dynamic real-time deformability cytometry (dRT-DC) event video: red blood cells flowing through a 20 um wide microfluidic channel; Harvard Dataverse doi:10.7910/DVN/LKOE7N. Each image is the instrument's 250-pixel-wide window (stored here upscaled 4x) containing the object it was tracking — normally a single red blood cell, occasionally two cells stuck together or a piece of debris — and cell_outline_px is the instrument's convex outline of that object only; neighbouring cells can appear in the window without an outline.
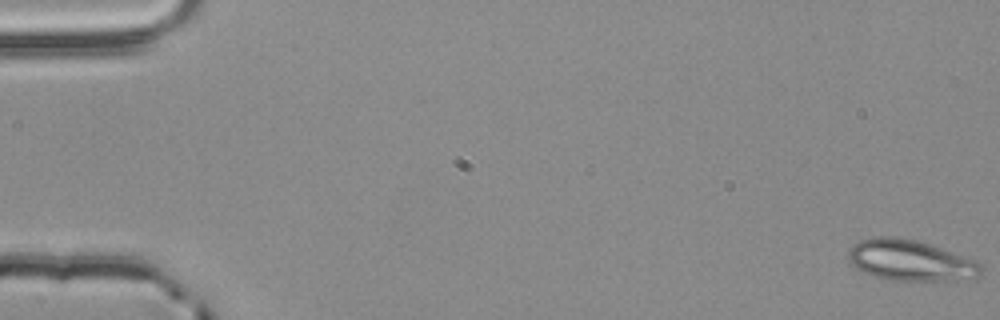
{"species": "common noctule bat (a hibernating species)", "species_latin": "Nyctalus noctula", "temperature_condition": "room temperature", "stored_images_in_passage": 55, "camera_frame_rate_fps": 3000, "um_per_image_px": 0.085, "animal": {"sex": "male", "body_mass_g": 20.4}, "frame": {"image": 1, "passage_image": 1, "time_ms": 0.0, "image_size_px": [1000, 320], "cell_outline_px": [[984, 272], [976, 276], [956, 280], [904, 284], [884, 280], [860, 272], [848, 260], [848, 252], [852, 244], [860, 240], [872, 236], [892, 236], [916, 240], [976, 260], [984, 264]], "centroid_in_image_um": [77.36, 22.19], "position_along_channel_um": 7.6, "area_um2": 32.95}}
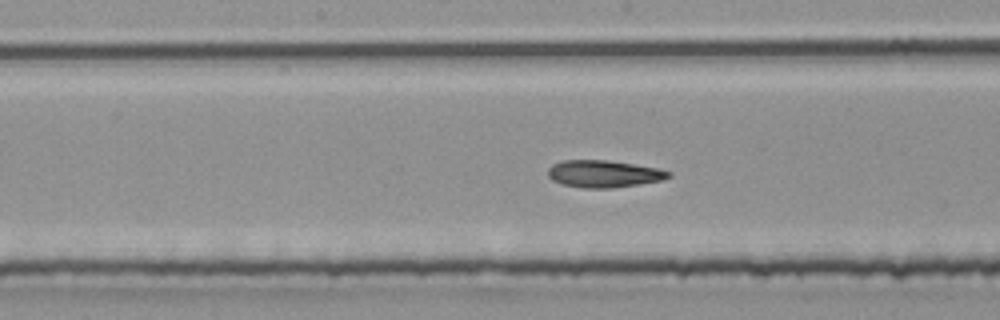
{"frame": {"image": 2, "passage_image": 29, "time_ms": 9.333, "image_size_px": [1000, 320], "cell_outline_px": [[672, 176], [660, 180], [612, 188], [580, 188], [560, 184], [552, 180], [548, 176], [548, 168], [552, 164], [564, 160], [608, 160], [656, 168], [672, 172]], "centroid_in_image_um": [51.26, 14.78], "position_along_channel_um": 196.9, "area_um2": 19.02}}
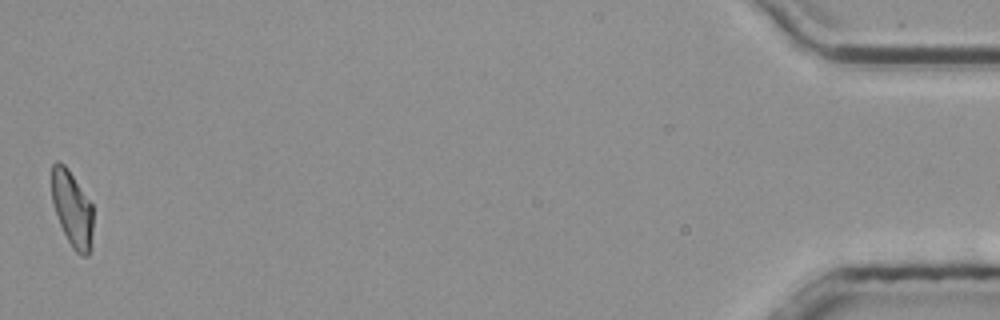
{"frame": {"image": 3, "passage_image": 55, "time_ms": 18.0, "image_size_px": [1000, 320], "cell_outline_px": [[92, 248], [88, 256], [80, 256], [72, 248], [60, 224], [52, 200], [52, 164], [56, 160], [64, 164], [68, 168], [92, 204]], "centroid_in_image_um": [6.15, 17.77], "position_along_channel_um": 429.1, "area_um2": 18.26}, "authors_computed_cell_mechanics": {"area_um2": 19.2474, "velocity_mm_per_s": 3.8384, "shape_relaxation_time_tau1_ms": null, "shape_relaxation_time_tau2_ms": 3.8957, "deformation_change_tau1": null, "deformation_change_tau2": 0.1133}}